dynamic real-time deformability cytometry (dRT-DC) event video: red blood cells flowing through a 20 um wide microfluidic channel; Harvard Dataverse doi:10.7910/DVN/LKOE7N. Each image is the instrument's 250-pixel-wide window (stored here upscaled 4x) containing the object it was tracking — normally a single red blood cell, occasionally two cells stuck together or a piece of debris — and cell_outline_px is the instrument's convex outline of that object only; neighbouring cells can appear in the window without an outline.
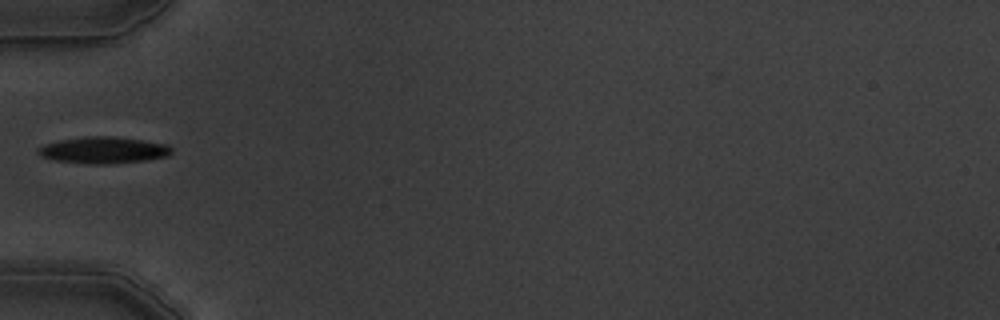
{"species": "common noctule bat (a hibernating species)", "species_latin": "Nyctalus noctula", "temperature_condition": "warm", "stored_images_in_passage": 3, "camera_frame_rate_fps": 3000, "um_per_image_px": 0.085, "animal": {"sex": "male", "body_mass_g": 19.5, "forearm_length_mm": 54.6}, "frame": {"image": 1, "passage_image": 3, "time_ms": 2.333, "image_size_px": [1000, 320], "cell_outline_px": [[172, 152], [168, 156], [144, 160], [104, 164], [92, 164], [56, 160], [40, 156], [36, 152], [44, 144], [60, 140], [84, 136], [112, 136], [168, 144], [172, 148]], "centroid_in_image_um": [8.79, 12.75], "position_along_channel_um": 76.2, "area_um2": 20.46}}